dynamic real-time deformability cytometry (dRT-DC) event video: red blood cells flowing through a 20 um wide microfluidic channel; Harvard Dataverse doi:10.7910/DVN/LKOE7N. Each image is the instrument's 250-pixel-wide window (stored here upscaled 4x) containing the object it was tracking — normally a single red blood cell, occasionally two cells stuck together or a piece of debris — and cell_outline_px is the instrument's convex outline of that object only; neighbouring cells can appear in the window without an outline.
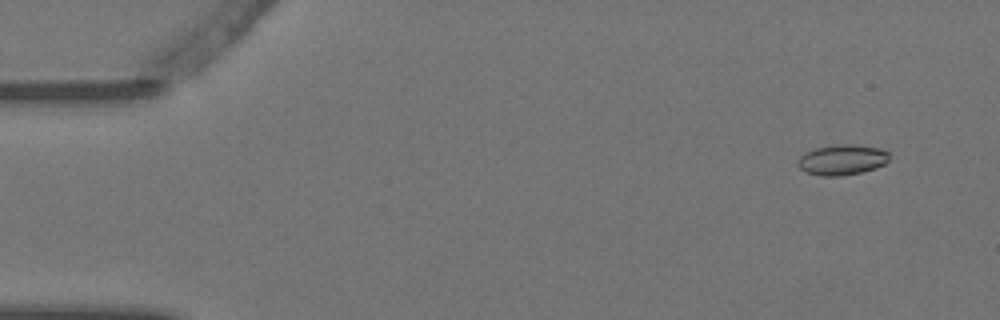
{"species": "Egyptian fruit bat (a non-hibernating species)", "species_latin": "Rousettus aegyptiacus", "temperature_condition": "warm", "stored_images_in_passage": 5, "camera_frame_rate_fps": 3000, "um_per_image_px": 0.085, "animal": {"sex": "female"}, "frame": {"image": 1, "passage_image": 1, "time_ms": 0.0, "image_size_px": [1000, 320], "cell_outline_px": [[888, 160], [884, 164], [876, 168], [860, 172], [840, 176], [820, 176], [804, 172], [796, 164], [796, 160], [804, 152], [812, 148], [832, 144], [848, 144], [880, 148], [888, 152]], "centroid_in_image_um": [71.5, 13.57], "position_along_channel_um": 13.5, "area_um2": 16.47}}
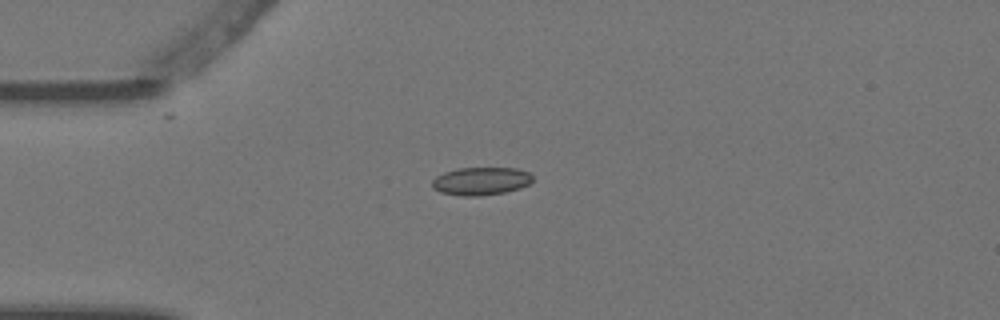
{"frame": {"image": 2, "passage_image": 3, "time_ms": 0.667, "image_size_px": [1000, 320], "cell_outline_px": [[532, 180], [528, 184], [520, 188], [504, 192], [480, 196], [464, 196], [440, 192], [432, 188], [432, 180], [436, 176], [444, 172], [456, 168], [516, 168], [528, 172], [532, 176]], "centroid_in_image_um": [40.85, 15.39], "position_along_channel_um": 44.2, "area_um2": 16.36}}
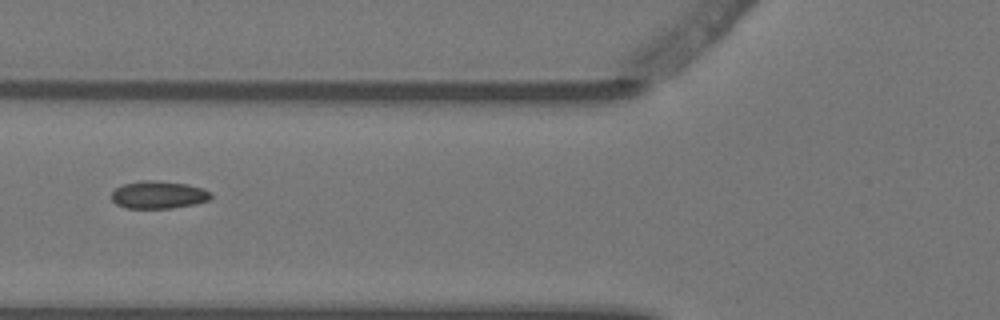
{"frame": {"image": 3, "passage_image": 5, "time_ms": 1.333, "image_size_px": [1000, 320], "cell_outline_px": [[212, 196], [208, 200], [196, 204], [172, 208], [124, 208], [116, 204], [112, 200], [112, 192], [116, 188], [124, 184], [140, 180], [152, 180], [188, 184], [204, 188], [212, 192]], "centroid_in_image_um": [13.49, 16.56], "position_along_channel_um": 112.3, "area_um2": 16.13}}